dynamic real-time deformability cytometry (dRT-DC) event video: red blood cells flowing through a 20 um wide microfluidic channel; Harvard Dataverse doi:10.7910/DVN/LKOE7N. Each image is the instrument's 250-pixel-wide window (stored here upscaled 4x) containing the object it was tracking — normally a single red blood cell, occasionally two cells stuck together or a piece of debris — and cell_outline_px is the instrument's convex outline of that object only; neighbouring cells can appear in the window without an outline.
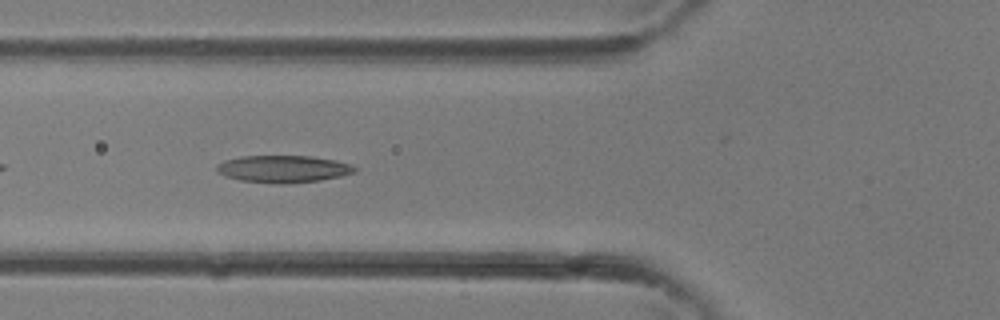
{"species": "common noctule bat (a hibernating species)", "species_latin": "Nyctalus noctula", "temperature_condition": "room temperature", "stored_images_in_passage": 20, "camera_frame_rate_fps": 3000, "um_per_image_px": 0.085, "animal": {"sex": "female"}, "frame": {"image": 1, "passage_image": 8, "time_ms": 2.333, "image_size_px": [1000, 320], "cell_outline_px": [[356, 172], [340, 176], [320, 180], [284, 184], [280, 184], [240, 180], [224, 176], [216, 172], [216, 164], [224, 160], [244, 156], [312, 156], [336, 160], [352, 164], [356, 168]], "centroid_in_image_um": [24.06, 14.36], "position_along_channel_um": 101.7, "area_um2": 21.96}}
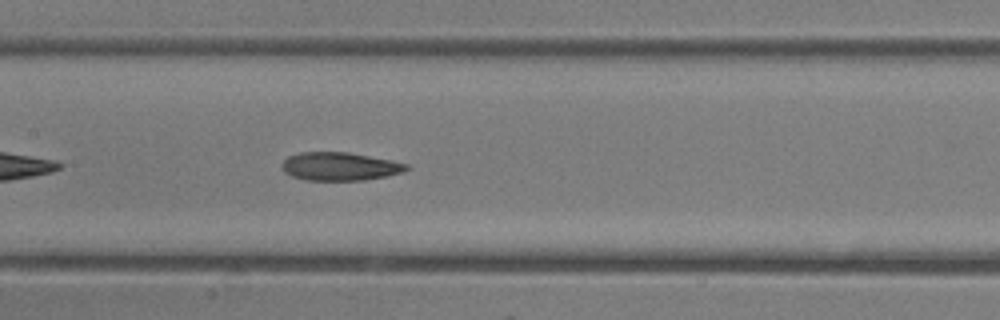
{"frame": {"image": 2, "passage_image": 12, "time_ms": 3.667, "image_size_px": [1000, 320], "cell_outline_px": [[408, 168], [404, 172], [364, 180], [304, 180], [292, 176], [284, 172], [280, 168], [280, 164], [288, 156], [300, 152], [348, 152], [392, 160], [408, 164]], "centroid_in_image_um": [28.84, 14.14], "position_along_channel_um": 178.6, "area_um2": 20.58}}
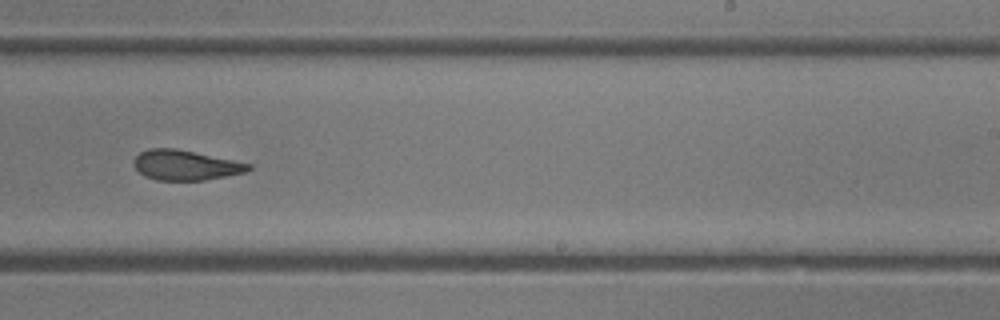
{"frame": {"image": 3, "passage_image": 17, "time_ms": 5.333, "image_size_px": [1000, 320], "cell_outline_px": [[252, 168], [244, 172], [204, 180], [156, 180], [144, 176], [132, 164], [132, 160], [140, 152], [148, 148], [176, 148], [252, 164]], "centroid_in_image_um": [15.72, 14.03], "position_along_channel_um": 273.3, "area_um2": 20.0}}